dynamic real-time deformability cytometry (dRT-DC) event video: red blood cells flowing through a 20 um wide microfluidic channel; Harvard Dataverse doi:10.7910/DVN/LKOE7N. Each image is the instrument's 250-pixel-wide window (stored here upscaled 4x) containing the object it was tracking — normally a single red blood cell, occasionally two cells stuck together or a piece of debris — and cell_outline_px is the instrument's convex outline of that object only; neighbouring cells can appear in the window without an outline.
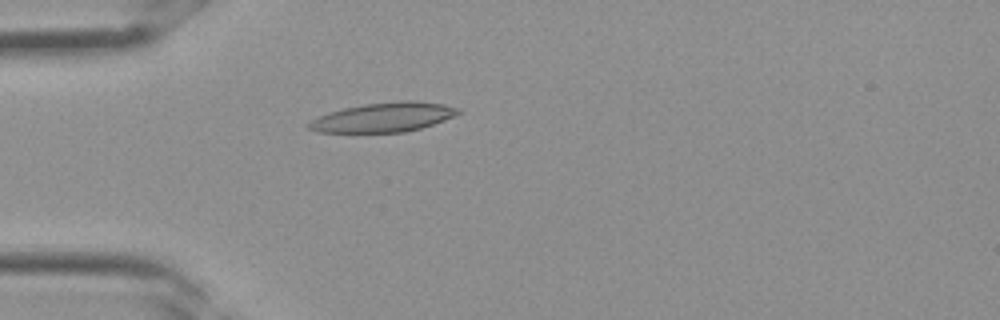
{"species": "Egyptian fruit bat (a non-hibernating species)", "species_latin": "Rousettus aegyptiacus", "temperature_condition": "room temperature", "stored_images_in_passage": 3, "camera_frame_rate_fps": 3000, "um_per_image_px": 0.085, "frame": {"image": 1, "passage_image": 3, "time_ms": 0.667, "image_size_px": [1000, 320], "cell_outline_px": [[464, 112], [444, 120], [420, 128], [404, 132], [316, 132], [308, 128], [304, 124], [328, 112], [344, 108], [364, 104], [404, 100], [416, 100], [444, 104], [460, 108]], "centroid_in_image_um": [32.62, 9.96], "position_along_channel_um": 52.4, "area_um2": 25.66}}